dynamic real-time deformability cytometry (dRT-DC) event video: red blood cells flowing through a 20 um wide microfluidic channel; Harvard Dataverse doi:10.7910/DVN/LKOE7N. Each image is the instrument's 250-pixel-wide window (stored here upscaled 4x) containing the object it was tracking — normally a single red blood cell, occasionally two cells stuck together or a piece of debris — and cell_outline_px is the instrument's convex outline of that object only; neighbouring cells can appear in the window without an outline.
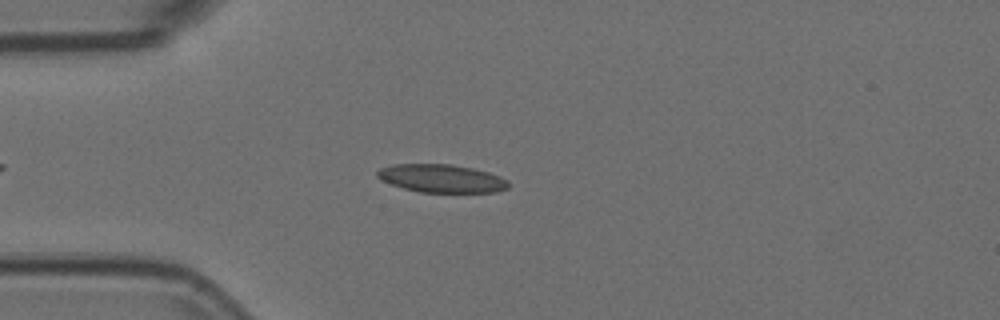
{"species": "Egyptian fruit bat (a non-hibernating species)", "species_latin": "Rousettus aegyptiacus", "temperature_condition": "room temperature", "stored_images_in_passage": 41, "camera_frame_rate_fps": 3000, "um_per_image_px": 0.085, "animal": {"sex": "female"}, "frame": {"image": 1, "passage_image": 9, "time_ms": 2.667, "image_size_px": [1000, 320], "cell_outline_px": [[508, 188], [496, 192], [420, 192], [404, 188], [380, 180], [376, 176], [376, 172], [380, 168], [392, 164], [448, 164], [472, 168], [488, 172], [500, 176], [508, 180]], "centroid_in_image_um": [37.51, 15.16], "position_along_channel_um": 47.5, "area_um2": 21.44}}
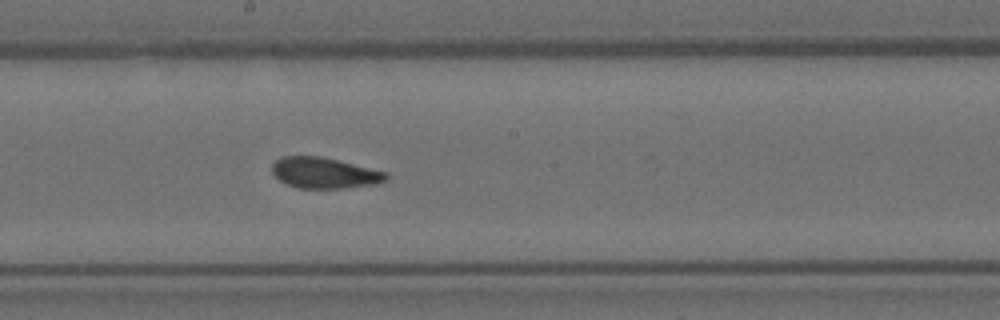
{"frame": {"image": 2, "passage_image": 24, "time_ms": 7.667, "image_size_px": [1000, 320], "cell_outline_px": [[388, 180], [376, 184], [344, 188], [296, 188], [280, 180], [272, 172], [272, 164], [280, 156], [320, 156], [388, 172]], "centroid_in_image_um": [27.59, 14.7], "position_along_channel_um": 220.6, "area_um2": 20.52}}
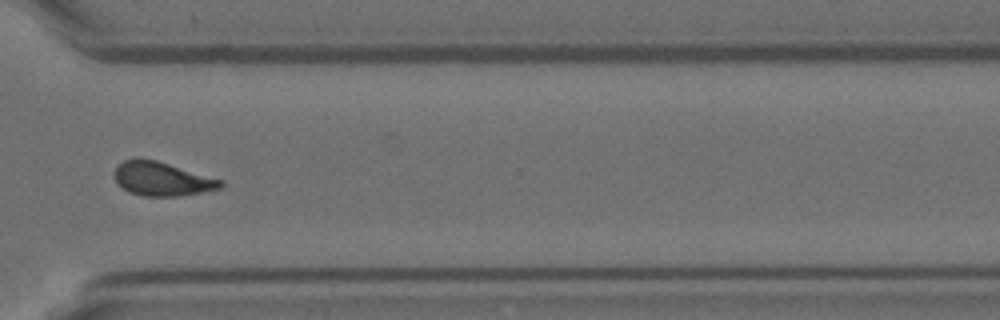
{"frame": {"image": 3, "passage_image": 35, "time_ms": 11.333, "image_size_px": [1000, 320], "cell_outline_px": [[224, 184], [220, 188], [180, 196], [144, 196], [128, 192], [120, 188], [116, 184], [116, 164], [124, 160], [136, 156], [140, 156], [156, 160], [224, 180]], "centroid_in_image_um": [13.72, 15.18], "position_along_channel_um": 356.9, "area_um2": 21.27}, "authors_computed_cell_mechanics": {"area_um2": 21.1548, "velocity_mm_per_s": 3.7236, "shape_relaxation_time_tau1_ms": null, "shape_relaxation_time_tau2_ms": 2.7254, "deformation_change_tau1": null, "deformation_change_tau2": 0.0836}}